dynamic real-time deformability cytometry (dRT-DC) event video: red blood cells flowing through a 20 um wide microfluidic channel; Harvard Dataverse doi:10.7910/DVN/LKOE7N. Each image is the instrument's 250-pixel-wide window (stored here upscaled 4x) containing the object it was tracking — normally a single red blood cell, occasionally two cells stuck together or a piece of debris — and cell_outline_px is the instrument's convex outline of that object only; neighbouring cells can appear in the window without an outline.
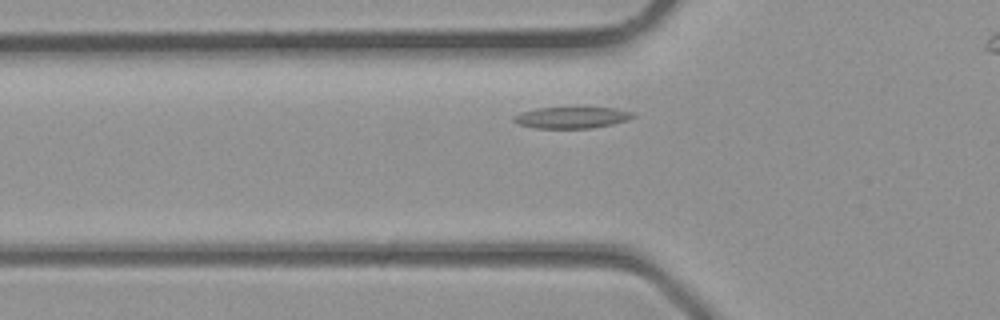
{"species": "common noctule bat (a hibernating species)", "species_latin": "Nyctalus noctula", "temperature_condition": "room temperature", "stored_images_in_passage": 22, "camera_frame_rate_fps": 3000, "um_per_image_px": 0.085, "animal": {"sex": "male", "body_mass_g": 23.1, "forearm_length_mm": 52.7}, "frame": {"image": 1, "passage_image": 2, "time_ms": 0.333, "image_size_px": [1000, 320], "cell_outline_px": [[636, 116], [612, 124], [592, 128], [536, 128], [520, 124], [512, 120], [512, 116], [536, 108], [576, 104], [616, 108], [636, 112]], "centroid_in_image_um": [48.65, 9.92], "position_along_channel_um": 77.1, "area_um2": 15.84}}
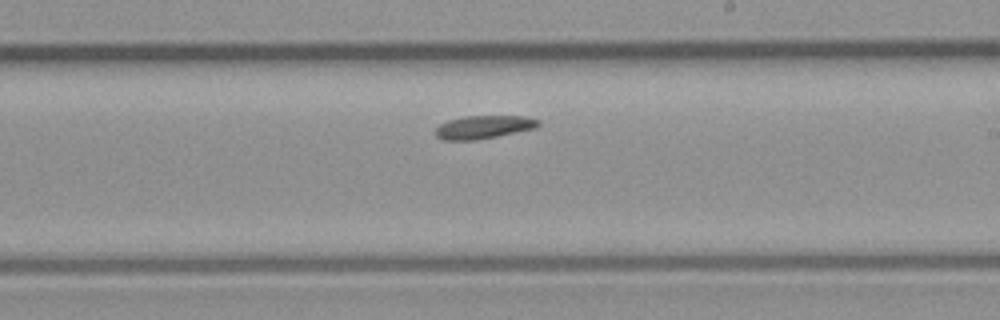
{"frame": {"image": 2, "passage_image": 11, "time_ms": 3.333, "image_size_px": [1000, 320], "cell_outline_px": [[540, 124], [536, 128], [476, 140], [444, 140], [436, 136], [432, 132], [440, 124], [448, 120], [464, 116], [524, 116], [540, 120]], "centroid_in_image_um": [41.07, 10.8], "position_along_channel_um": 247.9, "area_um2": 13.93}}
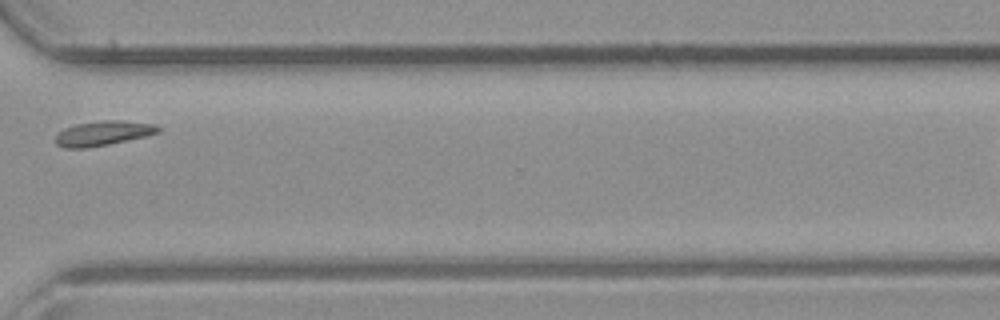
{"frame": {"image": 3, "passage_image": 17, "time_ms": 5.333, "image_size_px": [1000, 320], "cell_outline_px": [[160, 132], [144, 136], [108, 144], [84, 148], [64, 148], [56, 144], [56, 136], [64, 128], [76, 124], [100, 120], [120, 120], [156, 124], [160, 128]], "centroid_in_image_um": [8.76, 11.31], "position_along_channel_um": 361.8, "area_um2": 14.62}}